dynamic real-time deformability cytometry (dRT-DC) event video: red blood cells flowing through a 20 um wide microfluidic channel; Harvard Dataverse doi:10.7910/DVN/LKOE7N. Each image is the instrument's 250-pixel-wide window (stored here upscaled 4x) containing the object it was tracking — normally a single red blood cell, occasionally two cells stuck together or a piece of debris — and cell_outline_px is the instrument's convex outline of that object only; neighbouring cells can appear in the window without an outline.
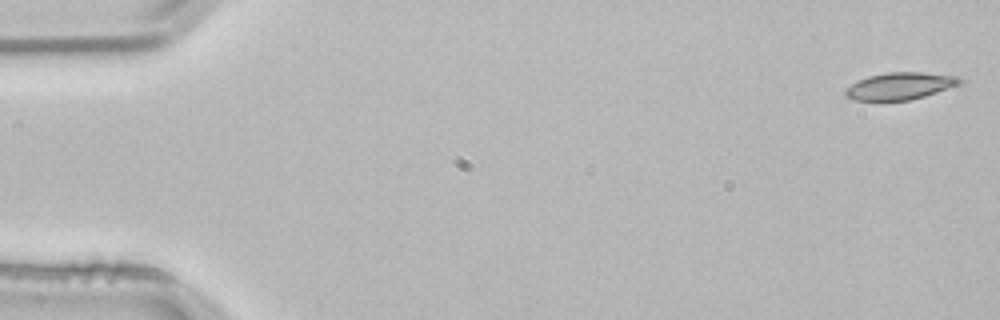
{"species": "common noctule bat (a hibernating species)", "species_latin": "Nyctalus noctula", "temperature_condition": "room temperature", "stored_images_in_passage": 4, "camera_frame_rate_fps": 3000, "um_per_image_px": 0.085, "animal": {"sex": "male", "body_mass_g": 21.5, "forearm_length_mm": 52.0}, "frame": {"image": 1, "passage_image": 1, "time_ms": 0.0, "image_size_px": [1000, 320], "cell_outline_px": [[964, 80], [960, 84], [924, 96], [908, 100], [852, 100], [844, 92], [844, 88], [868, 76], [888, 72], [920, 72], [956, 76]], "centroid_in_image_um": [76.49, 7.3], "position_along_channel_um": 8.5, "area_um2": 17.8}}